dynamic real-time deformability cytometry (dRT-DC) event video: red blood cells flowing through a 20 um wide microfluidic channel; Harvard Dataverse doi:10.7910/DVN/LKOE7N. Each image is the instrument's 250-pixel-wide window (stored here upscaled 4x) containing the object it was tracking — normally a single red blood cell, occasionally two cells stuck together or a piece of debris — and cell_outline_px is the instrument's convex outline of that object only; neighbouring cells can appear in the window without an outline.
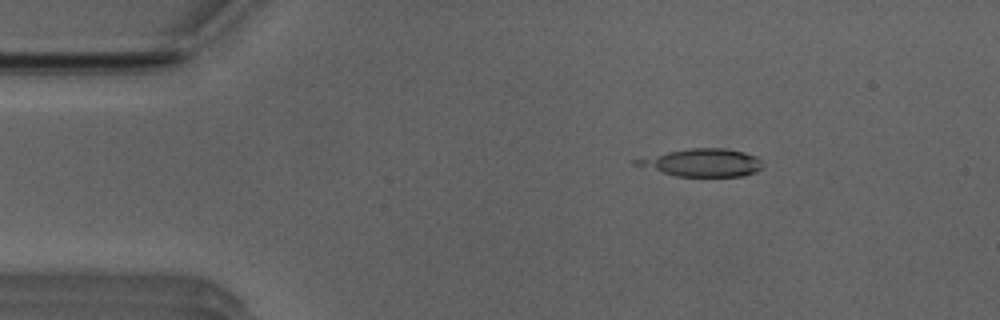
{"species": "Egyptian fruit bat (a non-hibernating species)", "species_latin": "Rousettus aegyptiacus", "temperature_condition": "room temperature", "stored_images_in_passage": 11, "camera_frame_rate_fps": 3000, "um_per_image_px": 0.085, "animal": {"sex": "male"}, "frame": {"image": 1, "passage_image": 2, "time_ms": 0.333, "image_size_px": [1000, 320], "cell_outline_px": [[760, 168], [756, 172], [744, 176], [676, 176], [632, 164], [632, 160], [668, 152], [688, 148], [724, 148], [744, 152], [756, 156], [760, 160]], "centroid_in_image_um": [59.68, 13.82], "position_along_channel_um": 25.3, "area_um2": 20.17}}